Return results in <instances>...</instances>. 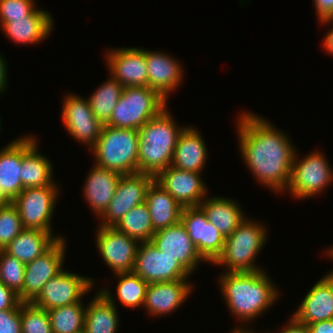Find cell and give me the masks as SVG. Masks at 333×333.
I'll list each match as a JSON object with an SVG mask.
<instances>
[{"instance_id": "83f0119b", "label": "cell", "mask_w": 333, "mask_h": 333, "mask_svg": "<svg viewBox=\"0 0 333 333\" xmlns=\"http://www.w3.org/2000/svg\"><path fill=\"white\" fill-rule=\"evenodd\" d=\"M61 238L63 236H55L51 232L24 228L3 251L26 264L45 253Z\"/></svg>"}, {"instance_id": "d6986e66", "label": "cell", "mask_w": 333, "mask_h": 333, "mask_svg": "<svg viewBox=\"0 0 333 333\" xmlns=\"http://www.w3.org/2000/svg\"><path fill=\"white\" fill-rule=\"evenodd\" d=\"M36 143V136L26 135L0 149V190L10 202L24 189L20 178L22 158Z\"/></svg>"}, {"instance_id": "ba28073f", "label": "cell", "mask_w": 333, "mask_h": 333, "mask_svg": "<svg viewBox=\"0 0 333 333\" xmlns=\"http://www.w3.org/2000/svg\"><path fill=\"white\" fill-rule=\"evenodd\" d=\"M59 186L24 188L12 201L17 207L23 228L52 232V217Z\"/></svg>"}, {"instance_id": "44dd1931", "label": "cell", "mask_w": 333, "mask_h": 333, "mask_svg": "<svg viewBox=\"0 0 333 333\" xmlns=\"http://www.w3.org/2000/svg\"><path fill=\"white\" fill-rule=\"evenodd\" d=\"M182 279L148 284L143 308L151 316H163L174 312L192 293V285Z\"/></svg>"}, {"instance_id": "ffe728a7", "label": "cell", "mask_w": 333, "mask_h": 333, "mask_svg": "<svg viewBox=\"0 0 333 333\" xmlns=\"http://www.w3.org/2000/svg\"><path fill=\"white\" fill-rule=\"evenodd\" d=\"M292 316L306 325L333 319V270L311 287Z\"/></svg>"}, {"instance_id": "8fae6325", "label": "cell", "mask_w": 333, "mask_h": 333, "mask_svg": "<svg viewBox=\"0 0 333 333\" xmlns=\"http://www.w3.org/2000/svg\"><path fill=\"white\" fill-rule=\"evenodd\" d=\"M94 280L63 269L51 278L32 301L38 307L50 310L80 302L91 291Z\"/></svg>"}, {"instance_id": "b9f144b4", "label": "cell", "mask_w": 333, "mask_h": 333, "mask_svg": "<svg viewBox=\"0 0 333 333\" xmlns=\"http://www.w3.org/2000/svg\"><path fill=\"white\" fill-rule=\"evenodd\" d=\"M279 333H309V329L306 324L298 322L292 316L289 320V323L287 322V325H284L283 329Z\"/></svg>"}, {"instance_id": "5b68a950", "label": "cell", "mask_w": 333, "mask_h": 333, "mask_svg": "<svg viewBox=\"0 0 333 333\" xmlns=\"http://www.w3.org/2000/svg\"><path fill=\"white\" fill-rule=\"evenodd\" d=\"M262 224L246 217L236 230L225 238L223 252L213 264L227 267L225 272L264 270L255 264V259L268 238L266 226Z\"/></svg>"}, {"instance_id": "1f68e13d", "label": "cell", "mask_w": 333, "mask_h": 333, "mask_svg": "<svg viewBox=\"0 0 333 333\" xmlns=\"http://www.w3.org/2000/svg\"><path fill=\"white\" fill-rule=\"evenodd\" d=\"M115 228L137 240L139 243L149 242L156 232L145 202L128 211Z\"/></svg>"}, {"instance_id": "bcb514c9", "label": "cell", "mask_w": 333, "mask_h": 333, "mask_svg": "<svg viewBox=\"0 0 333 333\" xmlns=\"http://www.w3.org/2000/svg\"><path fill=\"white\" fill-rule=\"evenodd\" d=\"M241 326L238 327V325L236 326L235 329H233L232 331H230L229 333H256V331H252L250 328L247 330L246 327L244 329V327L240 328Z\"/></svg>"}, {"instance_id": "6da1fadb", "label": "cell", "mask_w": 333, "mask_h": 333, "mask_svg": "<svg viewBox=\"0 0 333 333\" xmlns=\"http://www.w3.org/2000/svg\"><path fill=\"white\" fill-rule=\"evenodd\" d=\"M237 120L241 156L253 177L276 194L285 192L296 147L286 132L262 116L245 111Z\"/></svg>"}, {"instance_id": "f546056e", "label": "cell", "mask_w": 333, "mask_h": 333, "mask_svg": "<svg viewBox=\"0 0 333 333\" xmlns=\"http://www.w3.org/2000/svg\"><path fill=\"white\" fill-rule=\"evenodd\" d=\"M53 165L39 153L36 143L22 158L21 181L24 188L60 186L53 180Z\"/></svg>"}, {"instance_id": "7bdbcfd3", "label": "cell", "mask_w": 333, "mask_h": 333, "mask_svg": "<svg viewBox=\"0 0 333 333\" xmlns=\"http://www.w3.org/2000/svg\"><path fill=\"white\" fill-rule=\"evenodd\" d=\"M307 326L309 333H333V319L311 323Z\"/></svg>"}, {"instance_id": "8992f818", "label": "cell", "mask_w": 333, "mask_h": 333, "mask_svg": "<svg viewBox=\"0 0 333 333\" xmlns=\"http://www.w3.org/2000/svg\"><path fill=\"white\" fill-rule=\"evenodd\" d=\"M167 102L148 86L125 87L105 125L139 130L165 109Z\"/></svg>"}, {"instance_id": "ab89813d", "label": "cell", "mask_w": 333, "mask_h": 333, "mask_svg": "<svg viewBox=\"0 0 333 333\" xmlns=\"http://www.w3.org/2000/svg\"><path fill=\"white\" fill-rule=\"evenodd\" d=\"M20 304L18 295L0 282V310L17 308Z\"/></svg>"}, {"instance_id": "4fadbf2b", "label": "cell", "mask_w": 333, "mask_h": 333, "mask_svg": "<svg viewBox=\"0 0 333 333\" xmlns=\"http://www.w3.org/2000/svg\"><path fill=\"white\" fill-rule=\"evenodd\" d=\"M99 254L114 274L131 272L139 242L115 227L99 226L96 232Z\"/></svg>"}, {"instance_id": "74e56055", "label": "cell", "mask_w": 333, "mask_h": 333, "mask_svg": "<svg viewBox=\"0 0 333 333\" xmlns=\"http://www.w3.org/2000/svg\"><path fill=\"white\" fill-rule=\"evenodd\" d=\"M35 3L34 0H0V25L9 20L26 18L37 8Z\"/></svg>"}, {"instance_id": "7dc6e473", "label": "cell", "mask_w": 333, "mask_h": 333, "mask_svg": "<svg viewBox=\"0 0 333 333\" xmlns=\"http://www.w3.org/2000/svg\"><path fill=\"white\" fill-rule=\"evenodd\" d=\"M10 201L5 197V195L0 190V207L7 205Z\"/></svg>"}, {"instance_id": "f6af8a7d", "label": "cell", "mask_w": 333, "mask_h": 333, "mask_svg": "<svg viewBox=\"0 0 333 333\" xmlns=\"http://www.w3.org/2000/svg\"><path fill=\"white\" fill-rule=\"evenodd\" d=\"M6 63L5 58L0 55V94L7 88L8 67Z\"/></svg>"}, {"instance_id": "e575fe53", "label": "cell", "mask_w": 333, "mask_h": 333, "mask_svg": "<svg viewBox=\"0 0 333 333\" xmlns=\"http://www.w3.org/2000/svg\"><path fill=\"white\" fill-rule=\"evenodd\" d=\"M22 333H53L49 313L32 302H21Z\"/></svg>"}, {"instance_id": "7402d4cb", "label": "cell", "mask_w": 333, "mask_h": 333, "mask_svg": "<svg viewBox=\"0 0 333 333\" xmlns=\"http://www.w3.org/2000/svg\"><path fill=\"white\" fill-rule=\"evenodd\" d=\"M145 61L147 65L148 87L155 90L166 101L172 91L182 81V65L164 52L145 50Z\"/></svg>"}, {"instance_id": "9a60e30c", "label": "cell", "mask_w": 333, "mask_h": 333, "mask_svg": "<svg viewBox=\"0 0 333 333\" xmlns=\"http://www.w3.org/2000/svg\"><path fill=\"white\" fill-rule=\"evenodd\" d=\"M180 221L201 257L210 264L214 263L223 252L225 238L208 221L204 211L199 206L183 207Z\"/></svg>"}, {"instance_id": "d590c367", "label": "cell", "mask_w": 333, "mask_h": 333, "mask_svg": "<svg viewBox=\"0 0 333 333\" xmlns=\"http://www.w3.org/2000/svg\"><path fill=\"white\" fill-rule=\"evenodd\" d=\"M25 263L0 250V282L17 295L22 291L25 278Z\"/></svg>"}, {"instance_id": "8d00e7d4", "label": "cell", "mask_w": 333, "mask_h": 333, "mask_svg": "<svg viewBox=\"0 0 333 333\" xmlns=\"http://www.w3.org/2000/svg\"><path fill=\"white\" fill-rule=\"evenodd\" d=\"M23 229L19 211L12 202L0 207V250H3Z\"/></svg>"}, {"instance_id": "e0dca14e", "label": "cell", "mask_w": 333, "mask_h": 333, "mask_svg": "<svg viewBox=\"0 0 333 333\" xmlns=\"http://www.w3.org/2000/svg\"><path fill=\"white\" fill-rule=\"evenodd\" d=\"M150 241L158 250L176 260L190 274L195 272L200 262H206L198 253L181 221L156 231Z\"/></svg>"}, {"instance_id": "4dcf8cb0", "label": "cell", "mask_w": 333, "mask_h": 333, "mask_svg": "<svg viewBox=\"0 0 333 333\" xmlns=\"http://www.w3.org/2000/svg\"><path fill=\"white\" fill-rule=\"evenodd\" d=\"M123 89L124 87L110 76L87 98L94 116L103 125L109 121Z\"/></svg>"}, {"instance_id": "cb8c5ba5", "label": "cell", "mask_w": 333, "mask_h": 333, "mask_svg": "<svg viewBox=\"0 0 333 333\" xmlns=\"http://www.w3.org/2000/svg\"><path fill=\"white\" fill-rule=\"evenodd\" d=\"M190 125L181 131L174 150L172 167L202 173L207 162V147L200 132Z\"/></svg>"}, {"instance_id": "52a82bcc", "label": "cell", "mask_w": 333, "mask_h": 333, "mask_svg": "<svg viewBox=\"0 0 333 333\" xmlns=\"http://www.w3.org/2000/svg\"><path fill=\"white\" fill-rule=\"evenodd\" d=\"M294 155L290 181L286 188L295 199L310 198L319 195L333 181V168L321 151H311L304 158Z\"/></svg>"}, {"instance_id": "4316f807", "label": "cell", "mask_w": 333, "mask_h": 333, "mask_svg": "<svg viewBox=\"0 0 333 333\" xmlns=\"http://www.w3.org/2000/svg\"><path fill=\"white\" fill-rule=\"evenodd\" d=\"M239 204L229 197L213 196L208 198L207 196L199 204V207L206 214L208 221L226 238L246 219Z\"/></svg>"}, {"instance_id": "277c9868", "label": "cell", "mask_w": 333, "mask_h": 333, "mask_svg": "<svg viewBox=\"0 0 333 333\" xmlns=\"http://www.w3.org/2000/svg\"><path fill=\"white\" fill-rule=\"evenodd\" d=\"M139 130L103 125L93 151L96 166L121 175L138 173Z\"/></svg>"}, {"instance_id": "d4e9b609", "label": "cell", "mask_w": 333, "mask_h": 333, "mask_svg": "<svg viewBox=\"0 0 333 333\" xmlns=\"http://www.w3.org/2000/svg\"><path fill=\"white\" fill-rule=\"evenodd\" d=\"M121 174L93 166L83 185V197L97 217H100L114 196Z\"/></svg>"}, {"instance_id": "c3c4849f", "label": "cell", "mask_w": 333, "mask_h": 333, "mask_svg": "<svg viewBox=\"0 0 333 333\" xmlns=\"http://www.w3.org/2000/svg\"><path fill=\"white\" fill-rule=\"evenodd\" d=\"M327 251V253H326V255L329 257L330 256V258L332 257V259H333V246H331V247H329V249H326Z\"/></svg>"}, {"instance_id": "3957f363", "label": "cell", "mask_w": 333, "mask_h": 333, "mask_svg": "<svg viewBox=\"0 0 333 333\" xmlns=\"http://www.w3.org/2000/svg\"><path fill=\"white\" fill-rule=\"evenodd\" d=\"M167 108L139 129L138 173L156 176L171 166L178 137L185 126H177Z\"/></svg>"}, {"instance_id": "60d3db41", "label": "cell", "mask_w": 333, "mask_h": 333, "mask_svg": "<svg viewBox=\"0 0 333 333\" xmlns=\"http://www.w3.org/2000/svg\"><path fill=\"white\" fill-rule=\"evenodd\" d=\"M319 21L333 18V0H313Z\"/></svg>"}, {"instance_id": "7c38bea8", "label": "cell", "mask_w": 333, "mask_h": 333, "mask_svg": "<svg viewBox=\"0 0 333 333\" xmlns=\"http://www.w3.org/2000/svg\"><path fill=\"white\" fill-rule=\"evenodd\" d=\"M133 272L148 284L187 279L191 274L151 241L138 245Z\"/></svg>"}, {"instance_id": "ee69618b", "label": "cell", "mask_w": 333, "mask_h": 333, "mask_svg": "<svg viewBox=\"0 0 333 333\" xmlns=\"http://www.w3.org/2000/svg\"><path fill=\"white\" fill-rule=\"evenodd\" d=\"M321 25L323 24H332L333 26V18H328L322 21H318ZM332 28V29H331ZM330 30L327 32V34L324 36V41L323 45L325 48V51L327 54L329 53L330 55L333 56V27H331Z\"/></svg>"}, {"instance_id": "30bf717a", "label": "cell", "mask_w": 333, "mask_h": 333, "mask_svg": "<svg viewBox=\"0 0 333 333\" xmlns=\"http://www.w3.org/2000/svg\"><path fill=\"white\" fill-rule=\"evenodd\" d=\"M66 239H58L45 253L25 265L22 291L18 294L21 302H32L45 284L63 270L66 253Z\"/></svg>"}, {"instance_id": "9c48e42d", "label": "cell", "mask_w": 333, "mask_h": 333, "mask_svg": "<svg viewBox=\"0 0 333 333\" xmlns=\"http://www.w3.org/2000/svg\"><path fill=\"white\" fill-rule=\"evenodd\" d=\"M155 176L147 173L121 175L120 181L104 213L99 226L115 227L133 207L145 202L149 186Z\"/></svg>"}, {"instance_id": "f1b7e54d", "label": "cell", "mask_w": 333, "mask_h": 333, "mask_svg": "<svg viewBox=\"0 0 333 333\" xmlns=\"http://www.w3.org/2000/svg\"><path fill=\"white\" fill-rule=\"evenodd\" d=\"M145 203L155 231L177 224L181 219L183 206L155 180L148 188Z\"/></svg>"}, {"instance_id": "d6a6232c", "label": "cell", "mask_w": 333, "mask_h": 333, "mask_svg": "<svg viewBox=\"0 0 333 333\" xmlns=\"http://www.w3.org/2000/svg\"><path fill=\"white\" fill-rule=\"evenodd\" d=\"M47 311L53 333H83L86 307L82 301Z\"/></svg>"}, {"instance_id": "7a4b0ae2", "label": "cell", "mask_w": 333, "mask_h": 333, "mask_svg": "<svg viewBox=\"0 0 333 333\" xmlns=\"http://www.w3.org/2000/svg\"><path fill=\"white\" fill-rule=\"evenodd\" d=\"M268 275L265 270L223 272L218 278L226 306L242 324L258 318L278 299L279 289Z\"/></svg>"}, {"instance_id": "f35d334b", "label": "cell", "mask_w": 333, "mask_h": 333, "mask_svg": "<svg viewBox=\"0 0 333 333\" xmlns=\"http://www.w3.org/2000/svg\"><path fill=\"white\" fill-rule=\"evenodd\" d=\"M0 333H22L21 304L17 308L0 310Z\"/></svg>"}, {"instance_id": "484cf974", "label": "cell", "mask_w": 333, "mask_h": 333, "mask_svg": "<svg viewBox=\"0 0 333 333\" xmlns=\"http://www.w3.org/2000/svg\"><path fill=\"white\" fill-rule=\"evenodd\" d=\"M86 306L83 333H116L118 310L108 288H102Z\"/></svg>"}, {"instance_id": "ac0fdd59", "label": "cell", "mask_w": 333, "mask_h": 333, "mask_svg": "<svg viewBox=\"0 0 333 333\" xmlns=\"http://www.w3.org/2000/svg\"><path fill=\"white\" fill-rule=\"evenodd\" d=\"M105 55L110 76L124 88L148 86L145 49L136 47L114 48Z\"/></svg>"}, {"instance_id": "2e32d148", "label": "cell", "mask_w": 333, "mask_h": 333, "mask_svg": "<svg viewBox=\"0 0 333 333\" xmlns=\"http://www.w3.org/2000/svg\"><path fill=\"white\" fill-rule=\"evenodd\" d=\"M155 181L183 207H198L208 192L201 173L172 166L160 171Z\"/></svg>"}, {"instance_id": "5bb4252c", "label": "cell", "mask_w": 333, "mask_h": 333, "mask_svg": "<svg viewBox=\"0 0 333 333\" xmlns=\"http://www.w3.org/2000/svg\"><path fill=\"white\" fill-rule=\"evenodd\" d=\"M61 116L69 135L91 149L98 140L103 124L94 116L87 98L67 94Z\"/></svg>"}, {"instance_id": "836d02e7", "label": "cell", "mask_w": 333, "mask_h": 333, "mask_svg": "<svg viewBox=\"0 0 333 333\" xmlns=\"http://www.w3.org/2000/svg\"><path fill=\"white\" fill-rule=\"evenodd\" d=\"M114 276L118 278L116 296L122 306L133 310L143 307L148 283L133 271L118 273Z\"/></svg>"}, {"instance_id": "603a6c76", "label": "cell", "mask_w": 333, "mask_h": 333, "mask_svg": "<svg viewBox=\"0 0 333 333\" xmlns=\"http://www.w3.org/2000/svg\"><path fill=\"white\" fill-rule=\"evenodd\" d=\"M54 19L38 7L26 18L9 20L1 25L5 35L17 44H38L49 37Z\"/></svg>"}]
</instances>
